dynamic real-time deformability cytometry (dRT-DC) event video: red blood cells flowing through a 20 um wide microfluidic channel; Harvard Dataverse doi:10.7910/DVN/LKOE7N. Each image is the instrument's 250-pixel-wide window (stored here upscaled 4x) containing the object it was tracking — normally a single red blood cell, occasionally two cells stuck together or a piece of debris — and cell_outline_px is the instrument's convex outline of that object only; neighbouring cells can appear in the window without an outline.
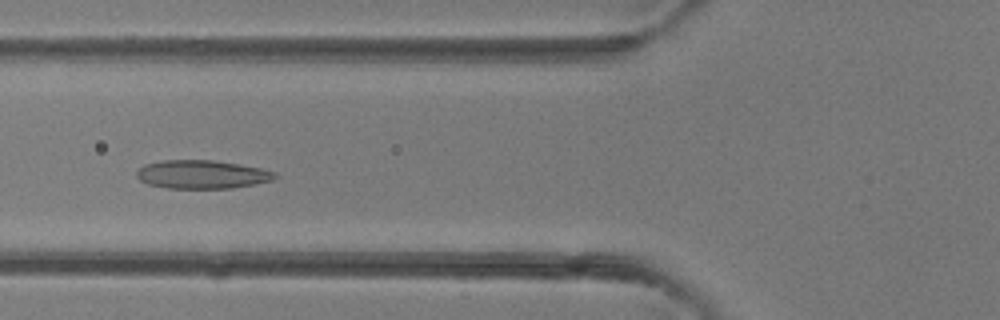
{"species": "common noctule bat (a hibernating species)", "species_latin": "Nyctalus noctula", "temperature_condition": "room temperature", "stored_images_in_passage": 33, "camera_frame_rate_fps": 3000, "um_per_image_px": 0.085, "animal": {"sex": "female"}, "frame": {"image": 1, "passage_image": 15, "time_ms": 4.667, "image_size_px": [1000, 320], "cell_outline_px": [[276, 176], [272, 180], [256, 184], [232, 188], [168, 188], [148, 184], [140, 180], [136, 176], [136, 172], [144, 164], [160, 160], [212, 160], [240, 164], [260, 168], [276, 172]], "centroid_in_image_um": [17.15, 14.82], "position_along_channel_um": 108.6, "area_um2": 22.95}}
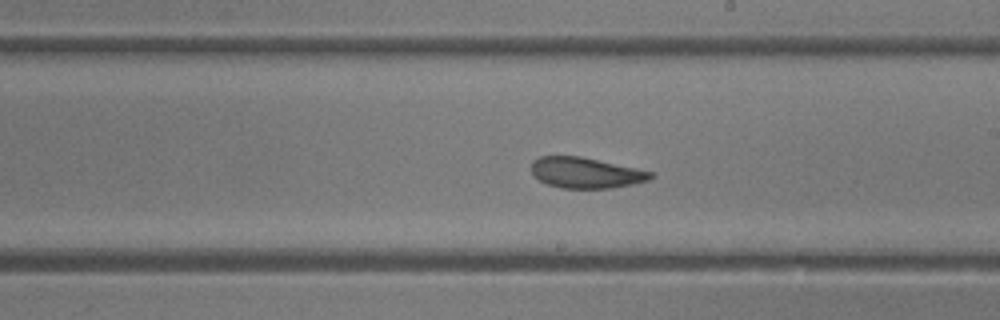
{"frame": {"image": 2, "passage_image": 23, "time_ms": 7.333, "image_size_px": [1000, 320], "cell_outline_px": [[652, 176], [648, 180], [632, 184], [612, 188], [560, 188], [548, 184], [540, 180], [532, 172], [532, 160], [540, 156], [580, 156], [636, 168], [652, 172]], "centroid_in_image_um": [49.77, 14.68], "position_along_channel_um": 239.2, "area_um2": 21.1}}
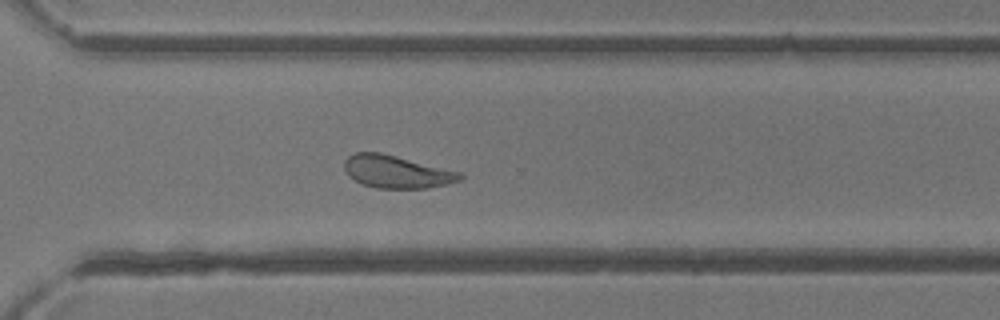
{"frame": {"image": 3, "passage_image": 29, "time_ms": 9.333, "image_size_px": [1000, 320], "cell_outline_px": [[464, 176], [460, 180], [448, 184], [428, 188], [376, 188], [364, 184], [348, 176], [344, 168], [344, 160], [348, 156], [356, 152], [380, 152], [464, 172]], "centroid_in_image_um": [33.75, 14.59], "position_along_channel_um": 336.8, "area_um2": 22.2}}